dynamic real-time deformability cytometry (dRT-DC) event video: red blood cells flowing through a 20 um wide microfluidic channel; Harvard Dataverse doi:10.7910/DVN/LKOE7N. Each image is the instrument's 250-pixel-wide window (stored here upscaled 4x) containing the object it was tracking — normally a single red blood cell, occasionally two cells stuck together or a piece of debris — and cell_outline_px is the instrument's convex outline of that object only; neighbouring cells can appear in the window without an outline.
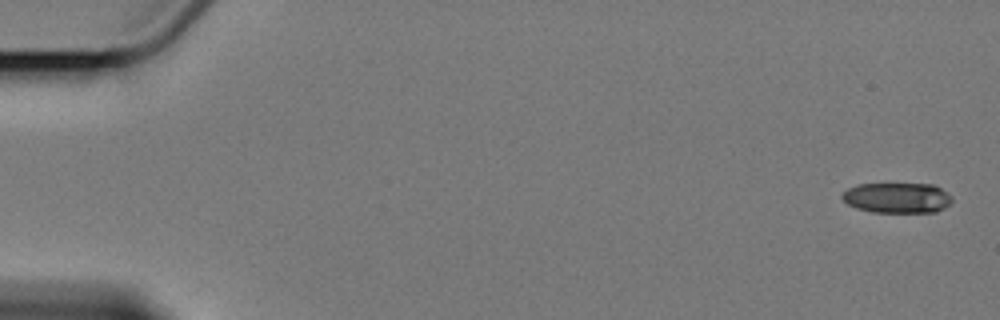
{"species": "Egyptian fruit bat (a non-hibernating species)", "species_latin": "Rousettus aegyptiacus", "temperature_condition": "cold", "stored_images_in_passage": 7, "camera_frame_rate_fps": 3000, "um_per_image_px": 0.085, "animal": {"sex": "female"}, "frame": {"image": 1, "passage_image": 1, "time_ms": 0.0, "image_size_px": [1000, 320], "cell_outline_px": [[952, 200], [944, 208], [936, 212], [872, 212], [856, 208], [848, 204], [840, 196], [848, 188], [856, 184], [932, 184], [940, 188], [952, 196]], "centroid_in_image_um": [76.25, 16.81], "position_along_channel_um": 8.8, "area_um2": 19.42}}